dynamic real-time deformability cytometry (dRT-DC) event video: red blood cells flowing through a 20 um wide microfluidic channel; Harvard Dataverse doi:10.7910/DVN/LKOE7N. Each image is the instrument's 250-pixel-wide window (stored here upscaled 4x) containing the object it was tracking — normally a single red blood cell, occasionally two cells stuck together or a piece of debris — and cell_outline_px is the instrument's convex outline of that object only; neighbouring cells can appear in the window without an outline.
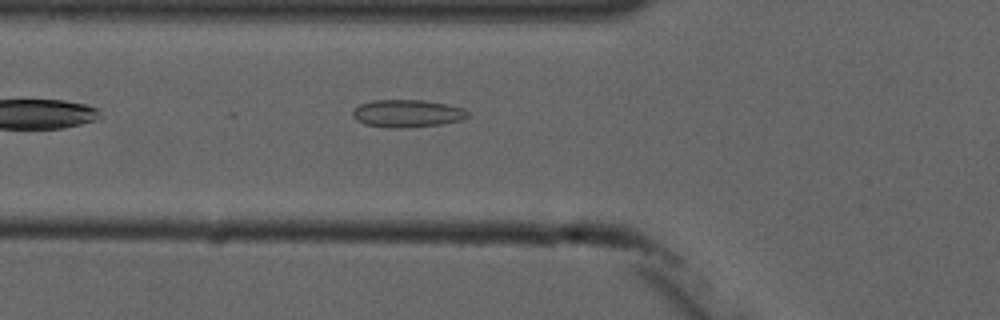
{"species": "common noctule bat (a hibernating species)", "species_latin": "Nyctalus noctula", "temperature_condition": "cold", "stored_images_in_passage": 5, "camera_frame_rate_fps": 3000, "um_per_image_px": 0.085, "animal": {"sex": "male", "forearm_length_mm": 52.5}, "frame": {"image": 1, "passage_image": 5, "time_ms": 6.0, "image_size_px": [1000, 320], "cell_outline_px": [[468, 116], [460, 120], [440, 124], [408, 128], [388, 128], [364, 124], [356, 120], [352, 116], [352, 108], [360, 104], [372, 100], [424, 100], [448, 104], [464, 108], [468, 112]], "centroid_in_image_um": [34.57, 9.64], "position_along_channel_um": 91.2, "area_um2": 18.73}}